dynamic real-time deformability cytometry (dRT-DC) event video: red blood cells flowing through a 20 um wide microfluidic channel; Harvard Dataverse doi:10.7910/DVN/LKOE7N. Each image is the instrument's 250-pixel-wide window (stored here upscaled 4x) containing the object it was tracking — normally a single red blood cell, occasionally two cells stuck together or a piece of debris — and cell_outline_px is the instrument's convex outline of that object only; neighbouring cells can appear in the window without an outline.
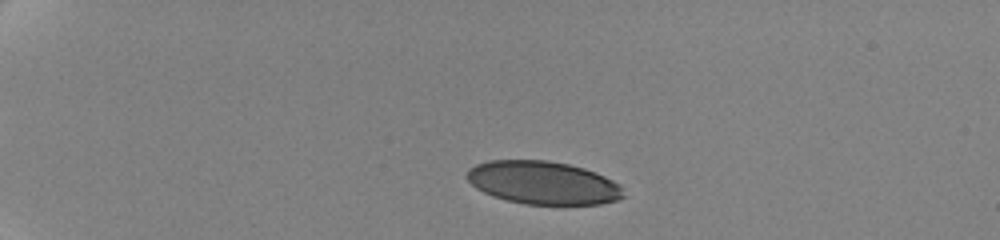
{"species": "human", "species_latin": "Homo sapiens", "temperature_condition": "cold", "stored_images_in_passage": 14, "camera_frame_rate_fps": 3000, "um_per_image_px": 0.085, "donor": {"sex": "female"}, "frame": {"image": 1, "passage_image": 2, "time_ms": 0.667, "image_size_px": [1000, 240], "cell_outline_px": [[624, 196], [616, 200], [600, 204], [524, 204], [492, 196], [476, 188], [468, 180], [468, 168], [476, 164], [488, 160], [548, 160], [568, 164], [584, 168], [604, 176], [612, 180], [620, 188]], "centroid_in_image_um": [46.12, 15.52], "position_along_channel_um": 38.9, "area_um2": 38.96}}
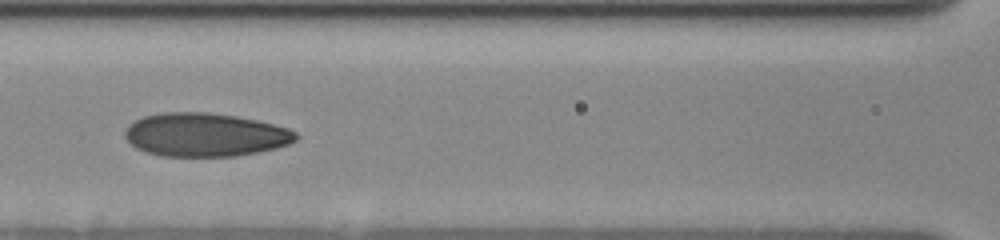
{"frame": {"image": 2, "passage_image": 11, "time_ms": 6.0, "image_size_px": [1000, 240], "cell_outline_px": [[300, 136], [296, 140], [288, 144], [276, 148], [260, 152], [236, 156], [164, 156], [148, 152], [136, 148], [124, 136], [124, 132], [128, 124], [144, 116], [160, 112], [208, 112], [236, 116], [256, 120], [288, 128], [296, 132]], "centroid_in_image_um": [17.45, 11.45], "position_along_channel_um": 149.2, "area_um2": 43.41}}
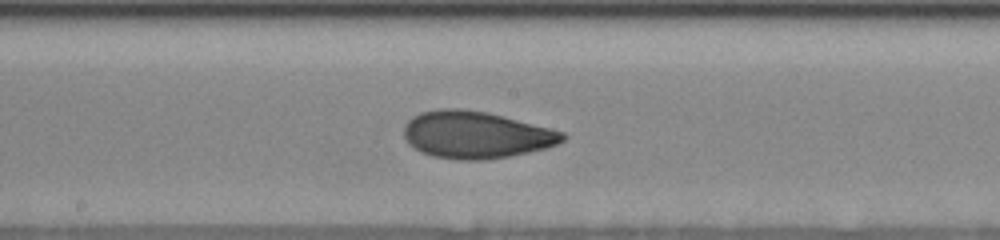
{"frame": {"image": 3, "passage_image": 14, "time_ms": 7.667, "image_size_px": [1000, 240], "cell_outline_px": [[568, 136], [564, 140], [548, 148], [508, 156], [484, 160], [456, 160], [432, 156], [420, 152], [408, 144], [404, 136], [404, 128], [408, 120], [412, 116], [420, 112], [440, 108], [460, 108], [488, 112], [552, 128], [564, 132]], "centroid_in_image_um": [40.45, 11.45], "position_along_channel_um": 207.7, "area_um2": 43.99}}